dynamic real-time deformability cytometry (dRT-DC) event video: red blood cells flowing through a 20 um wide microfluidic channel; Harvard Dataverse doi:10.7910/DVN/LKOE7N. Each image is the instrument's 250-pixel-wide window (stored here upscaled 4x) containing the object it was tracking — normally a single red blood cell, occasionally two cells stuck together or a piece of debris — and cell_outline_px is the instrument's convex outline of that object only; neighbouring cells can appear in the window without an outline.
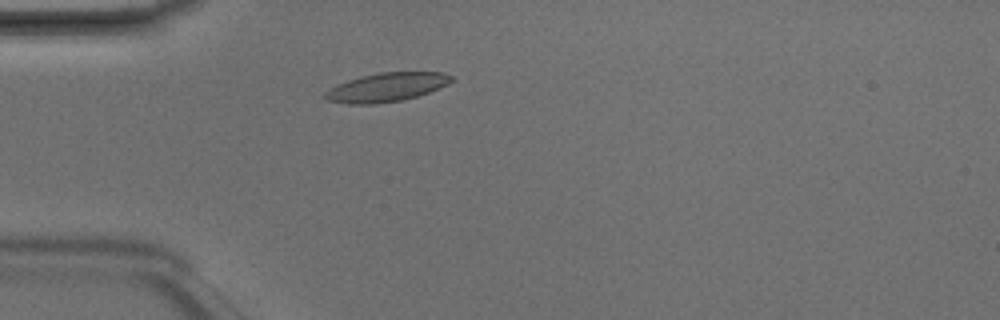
{"species": "Egyptian fruit bat (a non-hibernating species)", "species_latin": "Rousettus aegyptiacus", "temperature_condition": "room temperature", "stored_images_in_passage": 2, "camera_frame_rate_fps": 3000, "um_per_image_px": 0.085, "animal": {"sex": "male"}, "frame": {"image": 1, "passage_image": 2, "time_ms": 0.333, "image_size_px": [1000, 320], "cell_outline_px": [[452, 80], [448, 84], [440, 88], [416, 96], [400, 100], [376, 104], [348, 104], [328, 100], [324, 96], [324, 92], [328, 88], [348, 80], [380, 72], [440, 72], [452, 76]], "centroid_in_image_um": [32.83, 7.42], "position_along_channel_um": 52.2, "area_um2": 20.98}}